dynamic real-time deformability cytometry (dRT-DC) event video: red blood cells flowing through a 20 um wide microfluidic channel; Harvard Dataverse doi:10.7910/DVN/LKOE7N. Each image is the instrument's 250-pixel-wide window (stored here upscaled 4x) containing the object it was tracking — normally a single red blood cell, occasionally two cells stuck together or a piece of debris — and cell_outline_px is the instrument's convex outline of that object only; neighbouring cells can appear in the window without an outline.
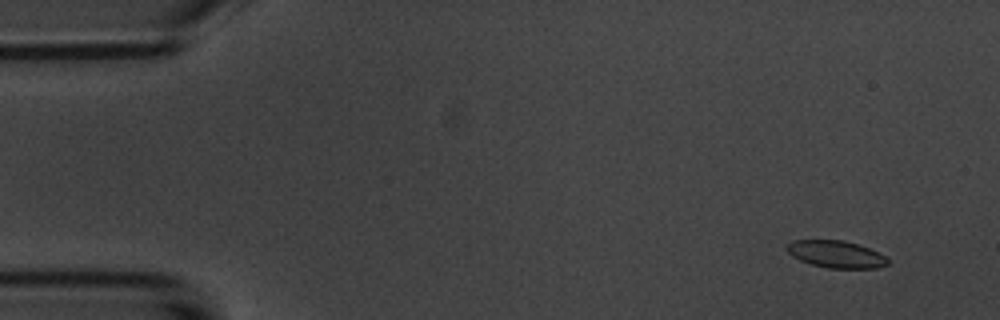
{"species": "common noctule bat (a hibernating species)", "species_latin": "Nyctalus noctula", "temperature_condition": "room temperature", "stored_images_in_passage": 5, "camera_frame_rate_fps": 3000, "um_per_image_px": 0.085, "animal": {"sex": "male", "body_mass_g": 20.1, "forearm_length_mm": 53.5}, "frame": {"image": 1, "passage_image": 1, "time_ms": 0.0, "image_size_px": [1000, 320], "cell_outline_px": [[888, 264], [876, 268], [828, 268], [812, 264], [800, 260], [792, 256], [788, 252], [788, 244], [792, 240], [844, 240], [868, 248], [884, 256], [888, 260]], "centroid_in_image_um": [71.05, 21.61], "position_along_channel_um": 14.0, "area_um2": 15.66}}
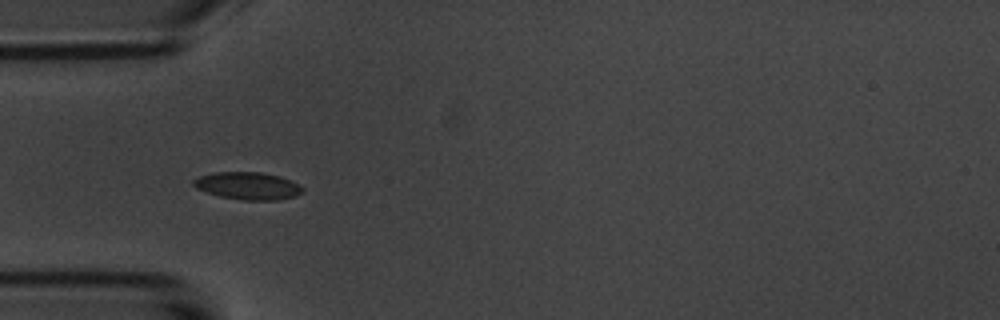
{"frame": {"image": 2, "passage_image": 4, "time_ms": 4.333, "image_size_px": [1000, 320], "cell_outline_px": [[304, 192], [292, 196], [276, 200], [244, 200], [220, 196], [196, 188], [192, 184], [192, 180], [200, 176], [216, 172], [260, 172], [280, 176], [304, 188]], "centroid_in_image_um": [21.04, 15.79], "position_along_channel_um": 64.0, "area_um2": 17.17}}